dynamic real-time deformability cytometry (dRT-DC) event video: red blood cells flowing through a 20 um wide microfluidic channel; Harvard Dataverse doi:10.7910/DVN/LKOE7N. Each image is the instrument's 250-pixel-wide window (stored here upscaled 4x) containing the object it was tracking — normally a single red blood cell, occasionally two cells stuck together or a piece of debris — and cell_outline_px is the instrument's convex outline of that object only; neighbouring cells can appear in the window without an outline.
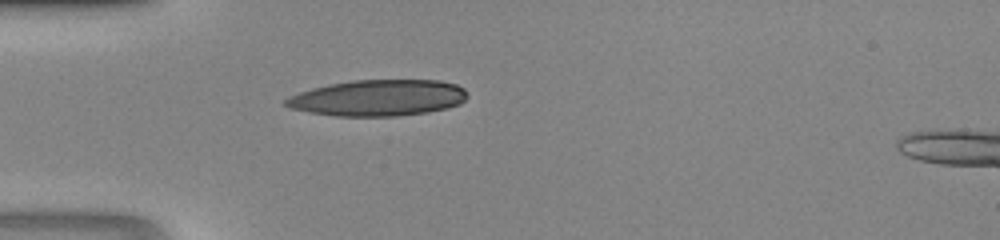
{"species": "human", "species_latin": "Homo sapiens", "temperature_condition": "room temperature", "stored_images_in_passage": 28, "camera_frame_rate_fps": 3000, "um_per_image_px": 0.085, "donor": {"sex": "male"}, "frame": {"image": 1, "passage_image": 1, "time_ms": 0.0, "image_size_px": [1000, 240], "cell_outline_px": [[468, 96], [460, 104], [448, 108], [428, 112], [396, 116], [336, 116], [308, 112], [288, 108], [284, 104], [284, 100], [288, 96], [312, 88], [328, 84], [352, 80], [440, 80], [456, 84], [464, 88]], "centroid_in_image_um": [32.13, 8.32], "position_along_channel_um": 52.9, "area_um2": 38.61}}
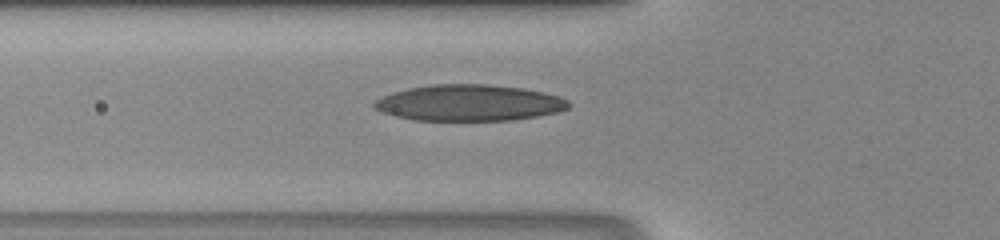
{"frame": {"image": 2, "passage_image": 4, "time_ms": 1.0, "image_size_px": [1000, 240], "cell_outline_px": [[572, 104], [568, 108], [556, 112], [536, 116], [512, 120], [416, 120], [396, 116], [384, 112], [376, 108], [372, 104], [380, 96], [392, 92], [408, 88], [432, 84], [488, 84], [524, 88], [544, 92], [560, 96], [568, 100]], "centroid_in_image_um": [39.9, 8.73], "position_along_channel_um": 85.9, "area_um2": 41.04}}
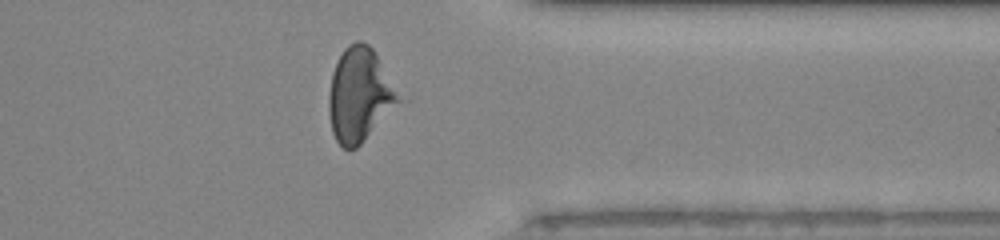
{"frame": {"image": 3, "passage_image": 24, "time_ms": 7.667, "image_size_px": [1000, 240], "cell_outline_px": [[412, 96], [408, 100], [356, 148], [344, 148], [336, 140], [332, 132], [328, 112], [328, 96], [332, 72], [336, 60], [344, 48], [348, 44], [356, 40], [360, 40], [368, 44], [376, 52]], "centroid_in_image_um": [30.77, 8.02], "position_along_channel_um": 380.6, "area_um2": 41.21}}